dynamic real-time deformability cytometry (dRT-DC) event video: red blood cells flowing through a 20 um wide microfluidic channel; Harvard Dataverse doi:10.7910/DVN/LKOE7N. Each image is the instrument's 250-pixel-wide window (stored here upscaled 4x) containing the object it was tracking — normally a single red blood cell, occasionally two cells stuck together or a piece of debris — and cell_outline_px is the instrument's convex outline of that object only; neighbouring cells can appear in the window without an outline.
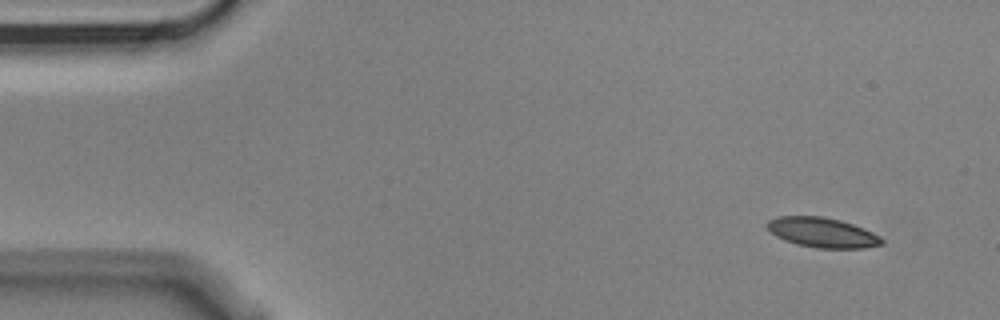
{"species": "Egyptian fruit bat (a non-hibernating species)", "species_latin": "Rousettus aegyptiacus", "temperature_condition": "cold", "stored_images_in_passage": 4, "camera_frame_rate_fps": 3000, "um_per_image_px": 0.085, "animal": {"sex": "male"}, "frame": {"image": 1, "passage_image": 1, "time_ms": 0.0, "image_size_px": [1000, 320], "cell_outline_px": [[884, 244], [864, 248], [816, 248], [796, 244], [784, 240], [776, 236], [764, 224], [768, 220], [780, 216], [824, 216], [840, 220], [864, 228], [880, 236], [884, 240]], "centroid_in_image_um": [69.9, 19.76], "position_along_channel_um": 15.1, "area_um2": 20.06}}
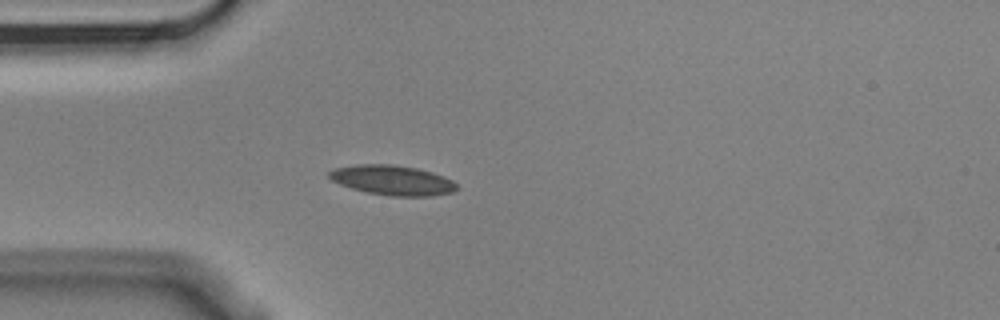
{"frame": {"image": 2, "passage_image": 4, "time_ms": 1.0, "image_size_px": [1000, 320], "cell_outline_px": [[460, 188], [452, 192], [432, 196], [388, 196], [368, 192], [352, 188], [340, 184], [332, 180], [328, 176], [328, 172], [336, 168], [356, 164], [392, 164], [416, 168], [432, 172], [444, 176], [452, 180]], "centroid_in_image_um": [33.38, 15.32], "position_along_channel_um": 51.6, "area_um2": 22.2}}